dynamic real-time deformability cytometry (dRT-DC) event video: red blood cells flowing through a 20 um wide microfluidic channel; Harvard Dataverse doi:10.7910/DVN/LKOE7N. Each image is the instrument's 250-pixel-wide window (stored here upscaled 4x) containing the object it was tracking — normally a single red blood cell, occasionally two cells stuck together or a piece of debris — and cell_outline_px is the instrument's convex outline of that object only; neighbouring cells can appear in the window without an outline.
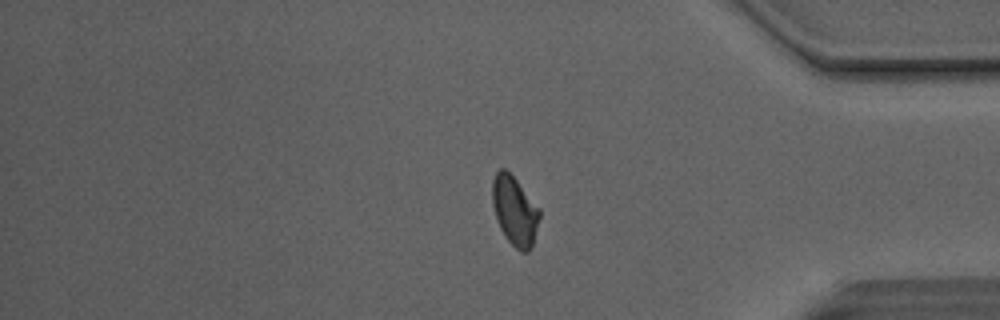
{"species": "Egyptian fruit bat (a non-hibernating species)", "species_latin": "Rousettus aegyptiacus", "temperature_condition": "room temperature", "stored_images_in_passage": 51, "camera_frame_rate_fps": 3000, "um_per_image_px": 0.085, "animal": {"sex": "male"}, "frame": {"image": 1, "passage_image": 42, "time_ms": 13.667, "image_size_px": [1000, 320], "cell_outline_px": [[540, 216], [532, 244], [528, 252], [520, 252], [504, 236], [496, 220], [492, 204], [492, 180], [496, 172], [500, 168], [504, 168], [516, 180], [540, 208]], "centroid_in_image_um": [43.73, 17.91], "position_along_channel_um": 391.5, "area_um2": 18.96}}
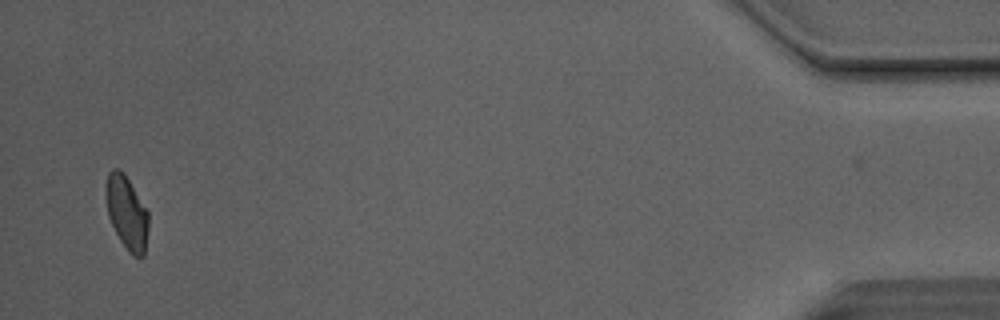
{"frame": {"image": 2, "passage_image": 49, "time_ms": 16.0, "image_size_px": [1000, 320], "cell_outline_px": [[148, 228], [144, 256], [140, 260], [132, 256], [128, 252], [120, 240], [108, 216], [104, 196], [104, 188], [108, 172], [112, 168], [120, 168], [124, 172], [148, 212]], "centroid_in_image_um": [10.75, 18.07], "position_along_channel_um": 424.5, "area_um2": 18.61}, "authors_computed_cell_mechanics": {"area_um2": 19.4208, "velocity_mm_per_s": 4.1275, "shape_relaxation_time_tau1_ms": 7.3468, "shape_relaxation_time_tau2_ms": 1.8318, "deformation_change_tau1": 0.152, "deformation_change_tau2": 0.0639}}